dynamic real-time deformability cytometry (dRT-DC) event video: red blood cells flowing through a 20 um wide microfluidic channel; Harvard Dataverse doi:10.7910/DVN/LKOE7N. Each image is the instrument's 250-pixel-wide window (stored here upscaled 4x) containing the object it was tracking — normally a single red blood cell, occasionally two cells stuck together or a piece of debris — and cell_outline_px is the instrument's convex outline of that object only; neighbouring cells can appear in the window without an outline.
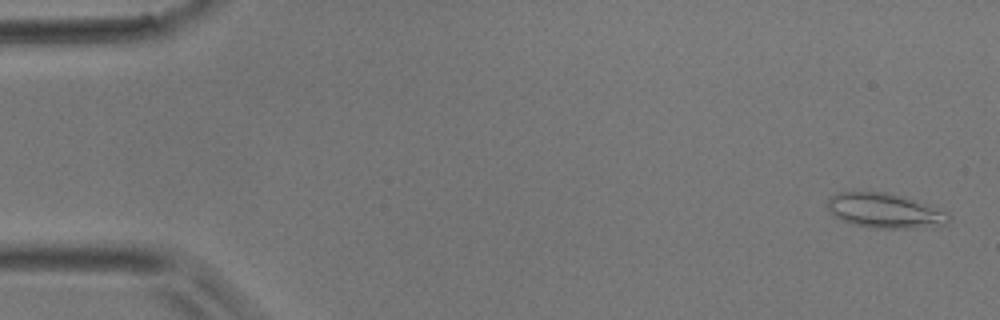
{"species": "common noctule bat (a hibernating species)", "species_latin": "Nyctalus noctula", "temperature_condition": "room temperature", "stored_images_in_passage": 45, "camera_frame_rate_fps": 3000, "um_per_image_px": 0.085, "animal": {"sex": "male", "body_mass_g": 17.9}, "frame": {"image": 1, "passage_image": 2, "time_ms": 0.333, "image_size_px": [1000, 320], "cell_outline_px": [[952, 216], [948, 224], [920, 228], [872, 228], [852, 224], [828, 212], [828, 196], [836, 192], [888, 192], [948, 212]], "centroid_in_image_um": [75.2, 17.92], "position_along_channel_um": 9.8, "area_um2": 24.51}}
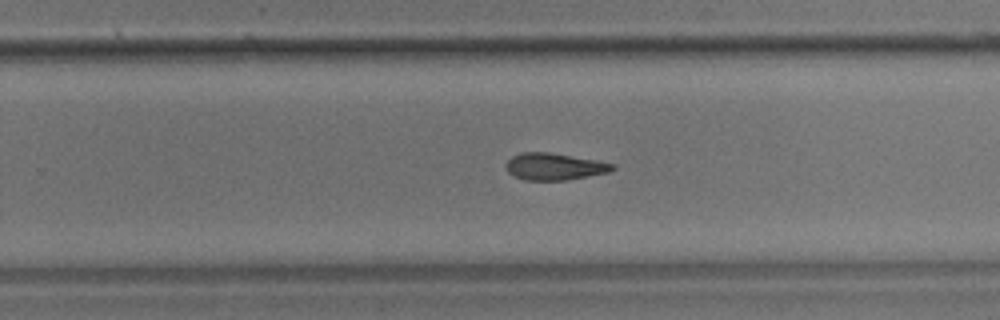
{"frame": {"image": 2, "passage_image": 29, "time_ms": 9.333, "image_size_px": [1000, 320], "cell_outline_px": [[616, 168], [608, 172], [568, 180], [524, 180], [512, 176], [508, 172], [508, 160], [512, 156], [520, 152], [548, 152], [596, 160], [616, 164]], "centroid_in_image_um": [47.13, 14.16], "position_along_channel_um": 282.7, "area_um2": 16.65}}
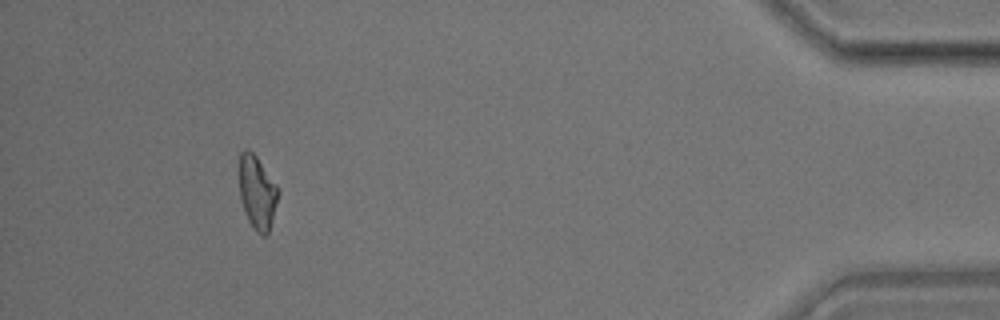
{"frame": {"image": 3, "passage_image": 42, "time_ms": 13.667, "image_size_px": [1000, 320], "cell_outline_px": [[280, 192], [272, 220], [268, 232], [264, 236], [260, 236], [256, 232], [248, 220], [244, 212], [240, 196], [240, 152], [244, 148], [248, 148], [256, 156], [276, 184]], "centroid_in_image_um": [21.86, 16.36], "position_along_channel_um": 413.3, "area_um2": 16.59}}